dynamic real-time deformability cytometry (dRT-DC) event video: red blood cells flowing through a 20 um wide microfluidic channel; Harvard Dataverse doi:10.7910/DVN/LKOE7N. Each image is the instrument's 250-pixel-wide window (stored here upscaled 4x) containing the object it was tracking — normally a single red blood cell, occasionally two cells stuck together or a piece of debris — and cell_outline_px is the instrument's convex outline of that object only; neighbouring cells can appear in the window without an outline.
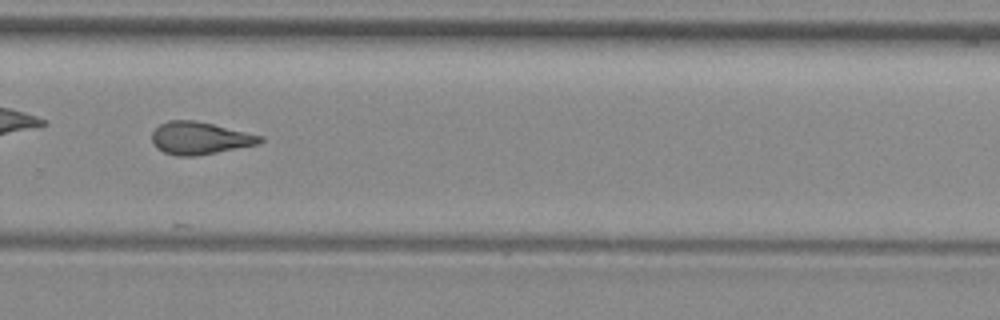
{"species": "common noctule bat (a hibernating species)", "species_latin": "Nyctalus noctula", "temperature_condition": "room temperature", "stored_images_in_passage": 27, "camera_frame_rate_fps": 3000, "um_per_image_px": 0.085, "animal": {"sex": "female", "body_mass_g": 29.2, "forearm_length_mm": 56.3}, "frame": {"image": 1, "passage_image": 19, "time_ms": 6.0, "image_size_px": [1000, 320], "cell_outline_px": [[264, 140], [260, 144], [196, 156], [176, 156], [164, 152], [156, 148], [152, 144], [152, 132], [160, 124], [168, 120], [196, 120], [264, 136]], "centroid_in_image_um": [16.98, 11.74], "position_along_channel_um": 312.8, "area_um2": 20.63}}
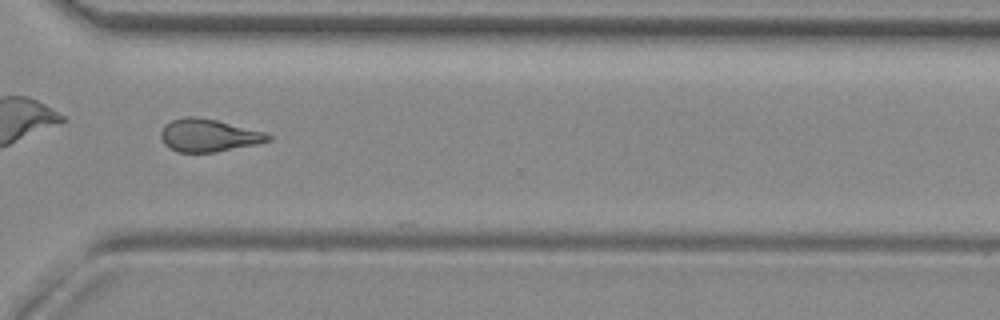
{"frame": {"image": 2, "passage_image": 22, "time_ms": 7.0, "image_size_px": [1000, 320], "cell_outline_px": [[272, 140], [256, 144], [216, 152], [176, 152], [168, 148], [164, 144], [160, 136], [160, 132], [172, 120], [184, 116], [196, 116], [216, 120], [264, 132], [272, 136]], "centroid_in_image_um": [17.71, 11.51], "position_along_channel_um": 352.9, "area_um2": 20.35}}